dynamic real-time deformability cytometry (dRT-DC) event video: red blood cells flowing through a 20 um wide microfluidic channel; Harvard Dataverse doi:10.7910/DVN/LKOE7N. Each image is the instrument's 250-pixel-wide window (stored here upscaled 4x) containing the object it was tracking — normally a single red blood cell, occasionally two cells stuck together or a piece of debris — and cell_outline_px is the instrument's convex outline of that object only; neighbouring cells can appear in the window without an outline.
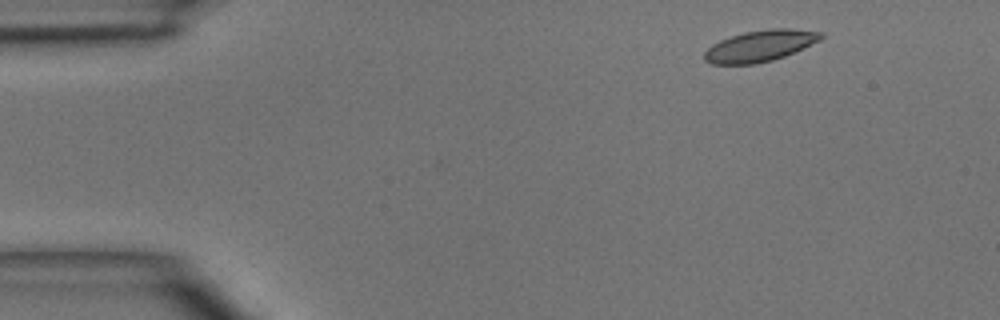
{"species": "common noctule bat (a hibernating species)", "species_latin": "Nyctalus noctula", "temperature_condition": "room temperature", "stored_images_in_passage": 4, "camera_frame_rate_fps": 3000, "um_per_image_px": 0.085, "animal": {"sex": "male", "body_mass_g": 15.6}, "frame": {"image": 1, "passage_image": 1, "time_ms": 0.0, "image_size_px": [1000, 320], "cell_outline_px": [[824, 36], [820, 40], [784, 56], [772, 60], [752, 64], [712, 64], [704, 60], [704, 52], [712, 44], [720, 40], [744, 32], [768, 28], [788, 28], [824, 32]], "centroid_in_image_um": [64.6, 3.89], "position_along_channel_um": 20.4, "area_um2": 21.15}}
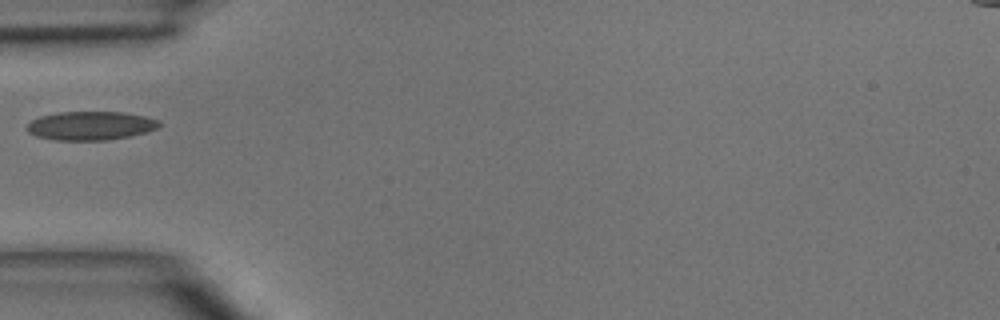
{"frame": {"image": 2, "passage_image": 4, "time_ms": 3.333, "image_size_px": [1000, 320], "cell_outline_px": [[160, 128], [148, 132], [128, 136], [104, 140], [56, 140], [36, 136], [28, 132], [24, 128], [32, 120], [40, 116], [60, 112], [124, 112], [144, 116], [160, 120]], "centroid_in_image_um": [7.71, 10.68], "position_along_channel_um": 77.3, "area_um2": 22.2}}